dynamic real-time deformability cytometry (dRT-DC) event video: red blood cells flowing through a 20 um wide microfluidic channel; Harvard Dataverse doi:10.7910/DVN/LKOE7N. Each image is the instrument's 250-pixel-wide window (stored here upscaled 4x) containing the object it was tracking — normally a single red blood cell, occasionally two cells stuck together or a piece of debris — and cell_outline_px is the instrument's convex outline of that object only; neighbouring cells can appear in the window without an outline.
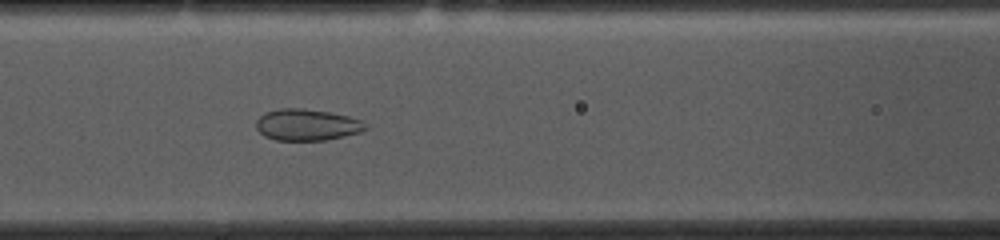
{"species": "common noctule bat (a hibernating species)", "species_latin": "Nyctalus noctula", "temperature_condition": "cold", "stored_images_in_passage": 53, "camera_frame_rate_fps": 3000, "um_per_image_px": 0.085, "animal": {"sex": "female", "body_mass_g": 10.0, "forearm_length_mm": 53.1}, "frame": {"image": 1, "passage_image": 21, "time_ms": 6.667, "image_size_px": [1000, 240], "cell_outline_px": [[368, 128], [360, 132], [344, 136], [324, 140], [276, 140], [264, 136], [256, 128], [256, 120], [264, 112], [280, 108], [300, 108], [328, 112], [348, 116], [360, 120], [368, 124]], "centroid_in_image_um": [26.08, 10.6], "position_along_channel_um": 140.5, "area_um2": 20.06}}
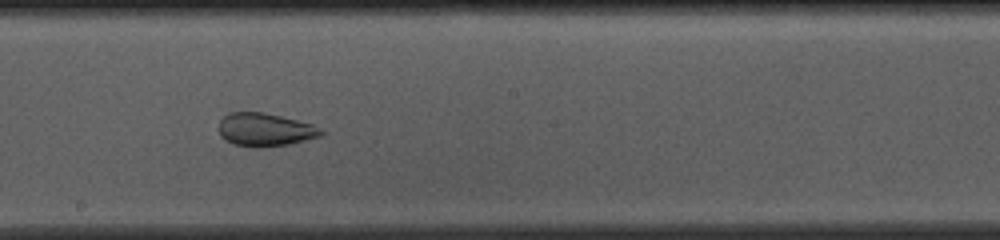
{"frame": {"image": 2, "passage_image": 28, "time_ms": 9.0, "image_size_px": [1000, 240], "cell_outline_px": [[324, 132], [320, 136], [288, 144], [260, 148], [256, 148], [232, 144], [224, 140], [220, 136], [220, 120], [228, 112], [264, 112], [312, 124], [320, 128]], "centroid_in_image_um": [22.49, 11.03], "position_along_channel_um": 225.7, "area_um2": 19.77}}
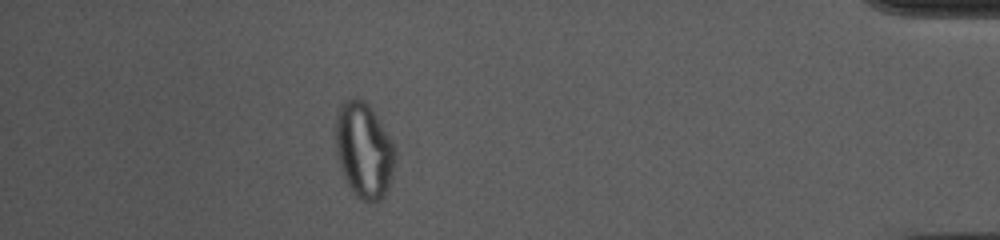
{"frame": {"image": 3, "passage_image": 47, "time_ms": 15.333, "image_size_px": [1000, 240], "cell_outline_px": [[396, 152], [392, 176], [388, 188], [384, 196], [376, 204], [368, 204], [356, 196], [348, 184], [340, 168], [336, 152], [336, 112], [340, 104], [344, 100], [356, 96], [364, 100], [372, 108], [392, 140], [396, 148]], "centroid_in_image_um": [30.94, 12.77], "position_along_channel_um": 404.3, "area_um2": 33.7}, "authors_computed_cell_mechanics": {"area_um2": 27.5128, "velocity_mm_per_s": 3.6554, "shape_relaxation_time_tau1_ms": null, "shape_relaxation_time_tau2_ms": 0.9558, "deformation_change_tau1": null, "deformation_change_tau2": 0.061}}